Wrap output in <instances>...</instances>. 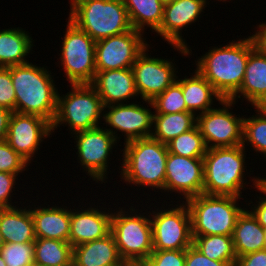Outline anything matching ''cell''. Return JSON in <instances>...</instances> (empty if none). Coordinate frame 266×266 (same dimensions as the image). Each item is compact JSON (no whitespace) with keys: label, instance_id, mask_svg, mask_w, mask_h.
Returning a JSON list of instances; mask_svg holds the SVG:
<instances>
[{"label":"cell","instance_id":"6da1fadb","mask_svg":"<svg viewBox=\"0 0 266 266\" xmlns=\"http://www.w3.org/2000/svg\"><path fill=\"white\" fill-rule=\"evenodd\" d=\"M254 50L249 36L216 47L195 60L196 70L223 98L231 99L244 79L249 54Z\"/></svg>","mask_w":266,"mask_h":266},{"label":"cell","instance_id":"7a4b0ae2","mask_svg":"<svg viewBox=\"0 0 266 266\" xmlns=\"http://www.w3.org/2000/svg\"><path fill=\"white\" fill-rule=\"evenodd\" d=\"M47 66L32 62L11 66V78L15 90V112L36 115L51 124L57 110L58 88Z\"/></svg>","mask_w":266,"mask_h":266},{"label":"cell","instance_id":"3957f363","mask_svg":"<svg viewBox=\"0 0 266 266\" xmlns=\"http://www.w3.org/2000/svg\"><path fill=\"white\" fill-rule=\"evenodd\" d=\"M120 179L126 184L158 189L165 192L167 144L152 137L135 139L124 143ZM156 188V190H155Z\"/></svg>","mask_w":266,"mask_h":266},{"label":"cell","instance_id":"277c9868","mask_svg":"<svg viewBox=\"0 0 266 266\" xmlns=\"http://www.w3.org/2000/svg\"><path fill=\"white\" fill-rule=\"evenodd\" d=\"M245 152L247 151L242 145L207 149L203 158V193L243 198L241 196L246 189L245 185L249 186V182L245 181L246 174L249 173L245 172Z\"/></svg>","mask_w":266,"mask_h":266},{"label":"cell","instance_id":"5b68a950","mask_svg":"<svg viewBox=\"0 0 266 266\" xmlns=\"http://www.w3.org/2000/svg\"><path fill=\"white\" fill-rule=\"evenodd\" d=\"M69 20L95 42L132 30L122 0H70Z\"/></svg>","mask_w":266,"mask_h":266},{"label":"cell","instance_id":"8992f818","mask_svg":"<svg viewBox=\"0 0 266 266\" xmlns=\"http://www.w3.org/2000/svg\"><path fill=\"white\" fill-rule=\"evenodd\" d=\"M124 208L112 210L111 234L125 263L141 266L153 252L149 211L138 213L140 209L132 205Z\"/></svg>","mask_w":266,"mask_h":266},{"label":"cell","instance_id":"52a82bcc","mask_svg":"<svg viewBox=\"0 0 266 266\" xmlns=\"http://www.w3.org/2000/svg\"><path fill=\"white\" fill-rule=\"evenodd\" d=\"M240 199L202 193L184 201L190 212L192 236L232 235L245 209L238 204Z\"/></svg>","mask_w":266,"mask_h":266},{"label":"cell","instance_id":"ba28073f","mask_svg":"<svg viewBox=\"0 0 266 266\" xmlns=\"http://www.w3.org/2000/svg\"><path fill=\"white\" fill-rule=\"evenodd\" d=\"M65 95L58 91L57 110L52 122V134L57 127L68 125L70 134L99 127L104 106L96 90L90 84H70Z\"/></svg>","mask_w":266,"mask_h":266},{"label":"cell","instance_id":"9c48e42d","mask_svg":"<svg viewBox=\"0 0 266 266\" xmlns=\"http://www.w3.org/2000/svg\"><path fill=\"white\" fill-rule=\"evenodd\" d=\"M59 59L69 84H90L96 73V42L67 19Z\"/></svg>","mask_w":266,"mask_h":266},{"label":"cell","instance_id":"30bf717a","mask_svg":"<svg viewBox=\"0 0 266 266\" xmlns=\"http://www.w3.org/2000/svg\"><path fill=\"white\" fill-rule=\"evenodd\" d=\"M169 203L165 208L149 211L152 227L153 250H182L192 245L191 217L187 204Z\"/></svg>","mask_w":266,"mask_h":266},{"label":"cell","instance_id":"8fae6325","mask_svg":"<svg viewBox=\"0 0 266 266\" xmlns=\"http://www.w3.org/2000/svg\"><path fill=\"white\" fill-rule=\"evenodd\" d=\"M76 143L78 163L83 168V172L92 178L95 183H107L110 154L118 140L105 128L99 127L79 131L71 135ZM106 180V181H105Z\"/></svg>","mask_w":266,"mask_h":266},{"label":"cell","instance_id":"7c38bea8","mask_svg":"<svg viewBox=\"0 0 266 266\" xmlns=\"http://www.w3.org/2000/svg\"><path fill=\"white\" fill-rule=\"evenodd\" d=\"M218 104L223 107H214L197 116V125L207 148L242 145L244 116L240 117L231 111L236 101L223 99Z\"/></svg>","mask_w":266,"mask_h":266},{"label":"cell","instance_id":"4fadbf2b","mask_svg":"<svg viewBox=\"0 0 266 266\" xmlns=\"http://www.w3.org/2000/svg\"><path fill=\"white\" fill-rule=\"evenodd\" d=\"M137 102L104 106L103 124H106L105 128L116 140L118 139V142L121 139L120 136L118 137V131L124 134V143L151 137L154 115V111L150 110L153 108L152 102L143 100V104L144 102L148 104L147 107Z\"/></svg>","mask_w":266,"mask_h":266},{"label":"cell","instance_id":"5bb4252c","mask_svg":"<svg viewBox=\"0 0 266 266\" xmlns=\"http://www.w3.org/2000/svg\"><path fill=\"white\" fill-rule=\"evenodd\" d=\"M144 33L132 29L96 41V71L132 68L148 44Z\"/></svg>","mask_w":266,"mask_h":266},{"label":"cell","instance_id":"9a60e30c","mask_svg":"<svg viewBox=\"0 0 266 266\" xmlns=\"http://www.w3.org/2000/svg\"><path fill=\"white\" fill-rule=\"evenodd\" d=\"M208 0H174L164 4L163 21L156 31L161 39L172 46L182 56H192L185 38H182V29L192 23L199 22L203 10L209 5ZM207 4V5H206Z\"/></svg>","mask_w":266,"mask_h":266},{"label":"cell","instance_id":"2e32d148","mask_svg":"<svg viewBox=\"0 0 266 266\" xmlns=\"http://www.w3.org/2000/svg\"><path fill=\"white\" fill-rule=\"evenodd\" d=\"M150 46L138 56L132 65L135 87L140 100L152 101L161 94L176 79L179 73L171 58H156L149 56Z\"/></svg>","mask_w":266,"mask_h":266},{"label":"cell","instance_id":"e0dca14e","mask_svg":"<svg viewBox=\"0 0 266 266\" xmlns=\"http://www.w3.org/2000/svg\"><path fill=\"white\" fill-rule=\"evenodd\" d=\"M52 124L36 115L12 112L6 142L29 164L36 158L42 142L52 137Z\"/></svg>","mask_w":266,"mask_h":266},{"label":"cell","instance_id":"ac0fdd59","mask_svg":"<svg viewBox=\"0 0 266 266\" xmlns=\"http://www.w3.org/2000/svg\"><path fill=\"white\" fill-rule=\"evenodd\" d=\"M203 158H188L168 152L165 192L178 193L179 202L203 193ZM182 196V198H181ZM182 200H180V199Z\"/></svg>","mask_w":266,"mask_h":266},{"label":"cell","instance_id":"d6986e66","mask_svg":"<svg viewBox=\"0 0 266 266\" xmlns=\"http://www.w3.org/2000/svg\"><path fill=\"white\" fill-rule=\"evenodd\" d=\"M93 205H85V208L82 206L71 210L69 243L72 247L102 239L111 233L112 211L110 209L113 208L107 210V208L101 207L100 203L99 208L98 205L96 206L94 203Z\"/></svg>","mask_w":266,"mask_h":266},{"label":"cell","instance_id":"ffe728a7","mask_svg":"<svg viewBox=\"0 0 266 266\" xmlns=\"http://www.w3.org/2000/svg\"><path fill=\"white\" fill-rule=\"evenodd\" d=\"M90 85L96 90L103 106L129 103L139 97L132 68L96 71Z\"/></svg>","mask_w":266,"mask_h":266},{"label":"cell","instance_id":"44dd1931","mask_svg":"<svg viewBox=\"0 0 266 266\" xmlns=\"http://www.w3.org/2000/svg\"><path fill=\"white\" fill-rule=\"evenodd\" d=\"M32 206L33 204L30 206V210L36 238L69 242L71 208L63 205L59 207L57 204L51 207L48 204L47 207L34 205L32 208Z\"/></svg>","mask_w":266,"mask_h":266},{"label":"cell","instance_id":"7402d4cb","mask_svg":"<svg viewBox=\"0 0 266 266\" xmlns=\"http://www.w3.org/2000/svg\"><path fill=\"white\" fill-rule=\"evenodd\" d=\"M113 235L73 247L72 266H124Z\"/></svg>","mask_w":266,"mask_h":266},{"label":"cell","instance_id":"603a6c76","mask_svg":"<svg viewBox=\"0 0 266 266\" xmlns=\"http://www.w3.org/2000/svg\"><path fill=\"white\" fill-rule=\"evenodd\" d=\"M238 99L247 101L252 108L261 107L266 102V56L255 49L249 54L241 87L231 98L236 102Z\"/></svg>","mask_w":266,"mask_h":266},{"label":"cell","instance_id":"cb8c5ba5","mask_svg":"<svg viewBox=\"0 0 266 266\" xmlns=\"http://www.w3.org/2000/svg\"><path fill=\"white\" fill-rule=\"evenodd\" d=\"M0 232L4 243L34 242L36 237L30 207L0 209Z\"/></svg>","mask_w":266,"mask_h":266},{"label":"cell","instance_id":"d4e9b609","mask_svg":"<svg viewBox=\"0 0 266 266\" xmlns=\"http://www.w3.org/2000/svg\"><path fill=\"white\" fill-rule=\"evenodd\" d=\"M191 74L190 78H181V87L187 110L197 117L214 108L215 100L220 102L223 98L196 69Z\"/></svg>","mask_w":266,"mask_h":266},{"label":"cell","instance_id":"484cf974","mask_svg":"<svg viewBox=\"0 0 266 266\" xmlns=\"http://www.w3.org/2000/svg\"><path fill=\"white\" fill-rule=\"evenodd\" d=\"M28 31L20 27L0 30V67L28 63L26 59L35 46Z\"/></svg>","mask_w":266,"mask_h":266},{"label":"cell","instance_id":"4316f807","mask_svg":"<svg viewBox=\"0 0 266 266\" xmlns=\"http://www.w3.org/2000/svg\"><path fill=\"white\" fill-rule=\"evenodd\" d=\"M232 241L237 257L265 249L264 228L248 208L237 219Z\"/></svg>","mask_w":266,"mask_h":266},{"label":"cell","instance_id":"83f0119b","mask_svg":"<svg viewBox=\"0 0 266 266\" xmlns=\"http://www.w3.org/2000/svg\"><path fill=\"white\" fill-rule=\"evenodd\" d=\"M132 28L144 33L145 28L157 31L163 21L164 4L160 0H122ZM147 26V27H146Z\"/></svg>","mask_w":266,"mask_h":266},{"label":"cell","instance_id":"f1b7e54d","mask_svg":"<svg viewBox=\"0 0 266 266\" xmlns=\"http://www.w3.org/2000/svg\"><path fill=\"white\" fill-rule=\"evenodd\" d=\"M197 124V117L191 112L154 114L151 137L167 144L176 136L192 129Z\"/></svg>","mask_w":266,"mask_h":266},{"label":"cell","instance_id":"f546056e","mask_svg":"<svg viewBox=\"0 0 266 266\" xmlns=\"http://www.w3.org/2000/svg\"><path fill=\"white\" fill-rule=\"evenodd\" d=\"M73 247L57 239L36 238L34 262L43 266H72Z\"/></svg>","mask_w":266,"mask_h":266},{"label":"cell","instance_id":"4dcf8cb0","mask_svg":"<svg viewBox=\"0 0 266 266\" xmlns=\"http://www.w3.org/2000/svg\"><path fill=\"white\" fill-rule=\"evenodd\" d=\"M192 245L211 260L236 262L232 235L192 236Z\"/></svg>","mask_w":266,"mask_h":266},{"label":"cell","instance_id":"1f68e13d","mask_svg":"<svg viewBox=\"0 0 266 266\" xmlns=\"http://www.w3.org/2000/svg\"><path fill=\"white\" fill-rule=\"evenodd\" d=\"M254 109L256 115L249 118L245 116L243 120L242 146L246 148L250 144L249 147H253L252 151L262 154L263 159L266 160V110L262 107H254Z\"/></svg>","mask_w":266,"mask_h":266},{"label":"cell","instance_id":"d6a6232c","mask_svg":"<svg viewBox=\"0 0 266 266\" xmlns=\"http://www.w3.org/2000/svg\"><path fill=\"white\" fill-rule=\"evenodd\" d=\"M168 152L188 158H204L207 146L196 124L167 143Z\"/></svg>","mask_w":266,"mask_h":266},{"label":"cell","instance_id":"836d02e7","mask_svg":"<svg viewBox=\"0 0 266 266\" xmlns=\"http://www.w3.org/2000/svg\"><path fill=\"white\" fill-rule=\"evenodd\" d=\"M151 102L154 114L189 112L184 101L181 78H178Z\"/></svg>","mask_w":266,"mask_h":266},{"label":"cell","instance_id":"e575fe53","mask_svg":"<svg viewBox=\"0 0 266 266\" xmlns=\"http://www.w3.org/2000/svg\"><path fill=\"white\" fill-rule=\"evenodd\" d=\"M0 254L6 266H28L34 262V242L4 243Z\"/></svg>","mask_w":266,"mask_h":266},{"label":"cell","instance_id":"d590c367","mask_svg":"<svg viewBox=\"0 0 266 266\" xmlns=\"http://www.w3.org/2000/svg\"><path fill=\"white\" fill-rule=\"evenodd\" d=\"M29 165L6 141L0 142V172L19 175L29 170Z\"/></svg>","mask_w":266,"mask_h":266},{"label":"cell","instance_id":"8d00e7d4","mask_svg":"<svg viewBox=\"0 0 266 266\" xmlns=\"http://www.w3.org/2000/svg\"><path fill=\"white\" fill-rule=\"evenodd\" d=\"M186 249L153 250L141 266H185Z\"/></svg>","mask_w":266,"mask_h":266},{"label":"cell","instance_id":"74e56055","mask_svg":"<svg viewBox=\"0 0 266 266\" xmlns=\"http://www.w3.org/2000/svg\"><path fill=\"white\" fill-rule=\"evenodd\" d=\"M16 96L11 78V66L0 67V107L15 112Z\"/></svg>","mask_w":266,"mask_h":266},{"label":"cell","instance_id":"f35d334b","mask_svg":"<svg viewBox=\"0 0 266 266\" xmlns=\"http://www.w3.org/2000/svg\"><path fill=\"white\" fill-rule=\"evenodd\" d=\"M17 176L8 172H0V209L12 208L19 205H14L13 203L18 202H12L13 200L11 198L14 195V188H17L15 186L18 180Z\"/></svg>","mask_w":266,"mask_h":266},{"label":"cell","instance_id":"ab89813d","mask_svg":"<svg viewBox=\"0 0 266 266\" xmlns=\"http://www.w3.org/2000/svg\"><path fill=\"white\" fill-rule=\"evenodd\" d=\"M253 179V186L255 188H257V192L259 193H263L262 195L264 196H260L258 198V201H255L254 204L251 206L250 211L252 212V214L256 217V219L258 220L259 224L265 229L266 228V184L263 183V178L262 177H252Z\"/></svg>","mask_w":266,"mask_h":266},{"label":"cell","instance_id":"60d3db41","mask_svg":"<svg viewBox=\"0 0 266 266\" xmlns=\"http://www.w3.org/2000/svg\"><path fill=\"white\" fill-rule=\"evenodd\" d=\"M235 262L211 260L203 255L193 245L186 249L185 266H234Z\"/></svg>","mask_w":266,"mask_h":266},{"label":"cell","instance_id":"b9f144b4","mask_svg":"<svg viewBox=\"0 0 266 266\" xmlns=\"http://www.w3.org/2000/svg\"><path fill=\"white\" fill-rule=\"evenodd\" d=\"M234 266H266V249L237 257Z\"/></svg>","mask_w":266,"mask_h":266},{"label":"cell","instance_id":"7bdbcfd3","mask_svg":"<svg viewBox=\"0 0 266 266\" xmlns=\"http://www.w3.org/2000/svg\"><path fill=\"white\" fill-rule=\"evenodd\" d=\"M256 26L258 30H254L256 32L249 36V38L252 41L254 49L258 53L266 56V22H262Z\"/></svg>","mask_w":266,"mask_h":266},{"label":"cell","instance_id":"ee69618b","mask_svg":"<svg viewBox=\"0 0 266 266\" xmlns=\"http://www.w3.org/2000/svg\"><path fill=\"white\" fill-rule=\"evenodd\" d=\"M11 114L12 111L0 107V142L6 140Z\"/></svg>","mask_w":266,"mask_h":266},{"label":"cell","instance_id":"f6af8a7d","mask_svg":"<svg viewBox=\"0 0 266 266\" xmlns=\"http://www.w3.org/2000/svg\"><path fill=\"white\" fill-rule=\"evenodd\" d=\"M0 266H6L4 259L2 258L0 254Z\"/></svg>","mask_w":266,"mask_h":266},{"label":"cell","instance_id":"bcb514c9","mask_svg":"<svg viewBox=\"0 0 266 266\" xmlns=\"http://www.w3.org/2000/svg\"><path fill=\"white\" fill-rule=\"evenodd\" d=\"M3 245H4V241H3V238H2V234L0 232V249L2 248Z\"/></svg>","mask_w":266,"mask_h":266},{"label":"cell","instance_id":"7dc6e473","mask_svg":"<svg viewBox=\"0 0 266 266\" xmlns=\"http://www.w3.org/2000/svg\"><path fill=\"white\" fill-rule=\"evenodd\" d=\"M28 266H43V265L38 264V263H36V262H33V263H31L30 265H28Z\"/></svg>","mask_w":266,"mask_h":266},{"label":"cell","instance_id":"c3c4849f","mask_svg":"<svg viewBox=\"0 0 266 266\" xmlns=\"http://www.w3.org/2000/svg\"><path fill=\"white\" fill-rule=\"evenodd\" d=\"M163 4H166V3H169V2H172L174 0H160Z\"/></svg>","mask_w":266,"mask_h":266},{"label":"cell","instance_id":"681fc988","mask_svg":"<svg viewBox=\"0 0 266 266\" xmlns=\"http://www.w3.org/2000/svg\"><path fill=\"white\" fill-rule=\"evenodd\" d=\"M264 234H265V249H266V228L264 229Z\"/></svg>","mask_w":266,"mask_h":266},{"label":"cell","instance_id":"f907efd6","mask_svg":"<svg viewBox=\"0 0 266 266\" xmlns=\"http://www.w3.org/2000/svg\"><path fill=\"white\" fill-rule=\"evenodd\" d=\"M261 107L266 110V102Z\"/></svg>","mask_w":266,"mask_h":266},{"label":"cell","instance_id":"816d5d0a","mask_svg":"<svg viewBox=\"0 0 266 266\" xmlns=\"http://www.w3.org/2000/svg\"><path fill=\"white\" fill-rule=\"evenodd\" d=\"M124 266H137V265H134V264H126Z\"/></svg>","mask_w":266,"mask_h":266}]
</instances>
